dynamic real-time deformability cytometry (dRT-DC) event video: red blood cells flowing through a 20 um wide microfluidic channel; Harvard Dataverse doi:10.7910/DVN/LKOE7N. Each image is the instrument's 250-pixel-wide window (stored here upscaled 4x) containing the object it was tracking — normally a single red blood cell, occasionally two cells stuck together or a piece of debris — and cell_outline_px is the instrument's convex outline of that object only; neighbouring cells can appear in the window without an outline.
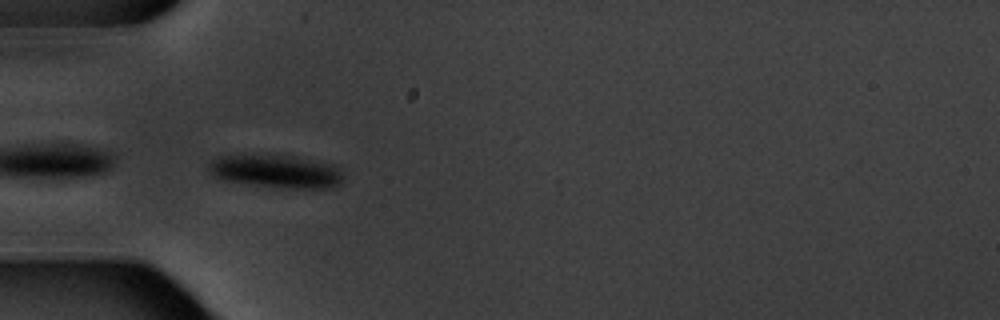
{"species": "common noctule bat (a hibernating species)", "species_latin": "Nyctalus noctula", "temperature_condition": "warm", "stored_images_in_passage": 6, "camera_frame_rate_fps": 3000, "um_per_image_px": 0.085, "animal": {"sex": "male", "body_mass_g": 20.1, "forearm_length_mm": 53.5}, "frame": {"image": 1, "passage_image": 5, "time_ms": 4.667, "image_size_px": [1000, 320], "cell_outline_px": [[344, 176], [340, 184], [328, 188], [288, 188], [248, 184], [224, 180], [212, 176], [208, 172], [208, 164], [212, 160], [220, 156], [252, 152], [284, 152], [340, 164], [344, 172]], "centroid_in_image_um": [23.53, 14.48], "position_along_channel_um": 61.5, "area_um2": 28.09}}